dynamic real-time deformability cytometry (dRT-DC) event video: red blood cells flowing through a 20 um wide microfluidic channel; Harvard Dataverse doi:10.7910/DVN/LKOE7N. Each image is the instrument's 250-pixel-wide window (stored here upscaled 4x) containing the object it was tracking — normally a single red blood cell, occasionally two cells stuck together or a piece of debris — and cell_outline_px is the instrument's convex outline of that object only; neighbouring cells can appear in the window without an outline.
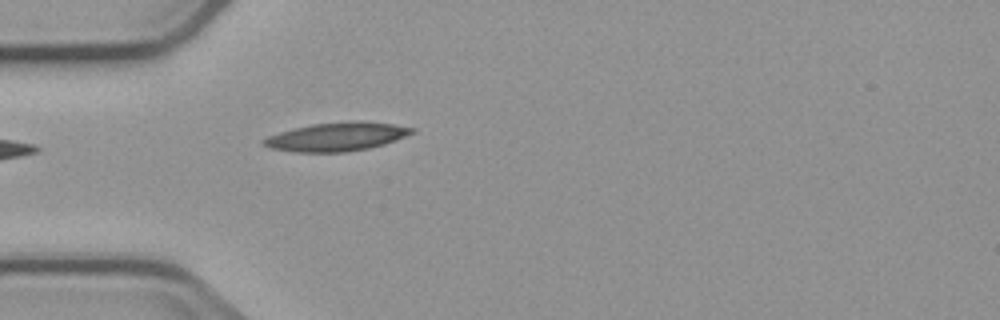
{"species": "common noctule bat (a hibernating species)", "species_latin": "Nyctalus noctula", "temperature_condition": "cold", "stored_images_in_passage": 2, "camera_frame_rate_fps": 3000, "um_per_image_px": 0.085, "animal": {"sex": "male", "body_mass_g": 23.1, "forearm_length_mm": 52.7}, "frame": {"image": 1, "passage_image": 2, "time_ms": 1.333, "image_size_px": [1000, 320], "cell_outline_px": [[416, 132], [384, 144], [368, 148], [344, 152], [296, 152], [272, 148], [260, 144], [260, 140], [268, 136], [280, 132], [312, 124], [360, 120], [392, 124], [416, 128]], "centroid_in_image_um": [28.63, 11.62], "position_along_channel_um": 56.4, "area_um2": 24.62}}